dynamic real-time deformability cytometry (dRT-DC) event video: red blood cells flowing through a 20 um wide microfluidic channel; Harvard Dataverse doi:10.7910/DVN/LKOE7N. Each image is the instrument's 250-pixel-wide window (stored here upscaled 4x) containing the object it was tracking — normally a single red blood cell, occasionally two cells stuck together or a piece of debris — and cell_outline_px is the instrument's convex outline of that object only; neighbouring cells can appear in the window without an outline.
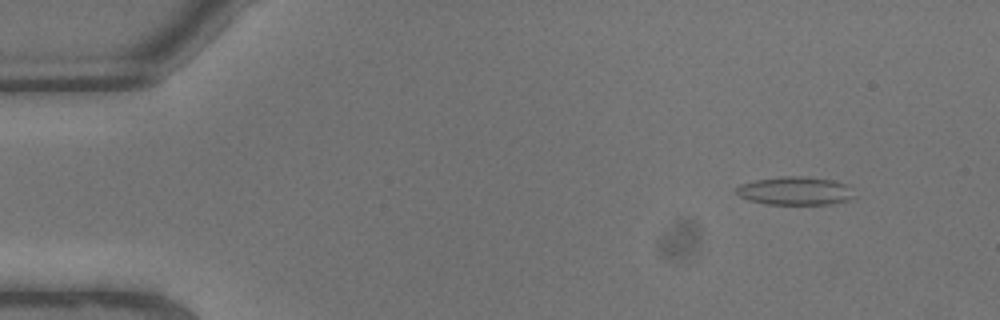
{"species": "common noctule bat (a hibernating species)", "species_latin": "Nyctalus noctula", "temperature_condition": "warm", "stored_images_in_passage": 6, "camera_frame_rate_fps": 3000, "um_per_image_px": 0.085, "animal": {"sex": "male", "body_mass_g": 13.3}, "frame": {"image": 1, "passage_image": 2, "time_ms": 0.333, "image_size_px": [1000, 320], "cell_outline_px": [[852, 196], [848, 200], [832, 204], [768, 204], [748, 200], [740, 196], [736, 192], [736, 188], [740, 184], [756, 180], [780, 176], [804, 176], [832, 180], [844, 184]], "centroid_in_image_um": [67.51, 16.22], "position_along_channel_um": 17.5, "area_um2": 19.07}}
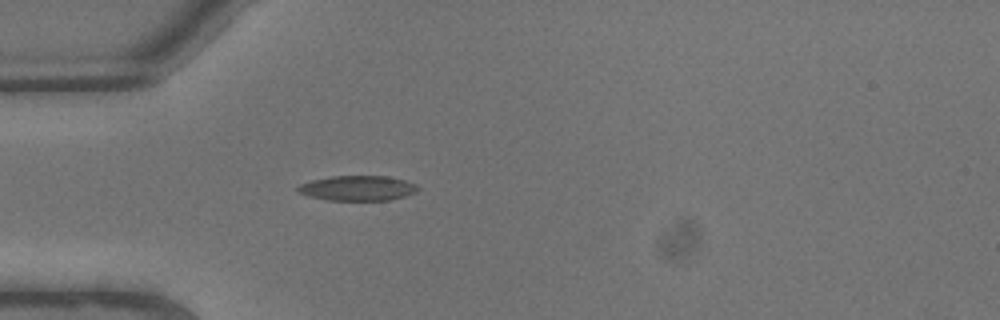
{"frame": {"image": 2, "passage_image": 6, "time_ms": 1.667, "image_size_px": [1000, 320], "cell_outline_px": [[420, 188], [416, 192], [404, 196], [388, 200], [328, 200], [308, 196], [296, 192], [296, 188], [300, 184], [312, 180], [332, 176], [388, 176], [404, 180], [416, 184]], "centroid_in_image_um": [30.38, 15.99], "position_along_channel_um": 54.6, "area_um2": 17.51}}